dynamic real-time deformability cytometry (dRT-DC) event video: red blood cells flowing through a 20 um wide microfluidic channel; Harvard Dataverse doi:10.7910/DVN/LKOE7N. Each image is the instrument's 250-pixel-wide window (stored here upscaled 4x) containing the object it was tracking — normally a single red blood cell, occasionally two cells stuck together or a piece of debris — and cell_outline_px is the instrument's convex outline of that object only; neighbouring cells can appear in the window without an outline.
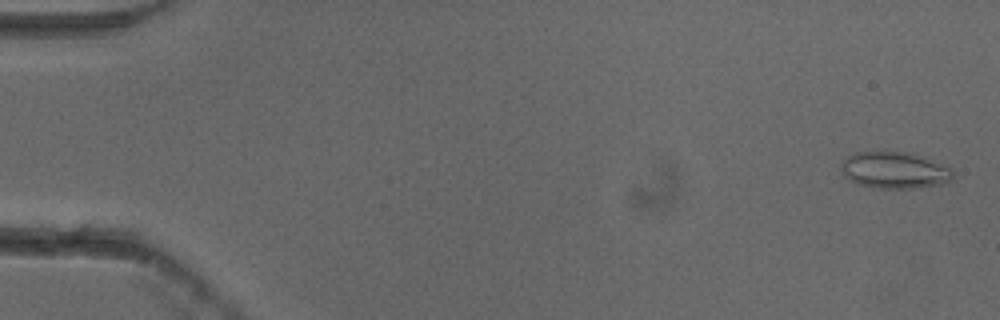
{"species": "common noctule bat (a hibernating species)", "species_latin": "Nyctalus noctula", "temperature_condition": "cold", "stored_images_in_passage": 54, "camera_frame_rate_fps": 3000, "um_per_image_px": 0.085, "animal": {"sex": "female"}, "frame": {"image": 1, "passage_image": 2, "time_ms": 0.333, "image_size_px": [1000, 320], "cell_outline_px": [[952, 180], [944, 184], [912, 188], [880, 188], [860, 184], [844, 176], [840, 168], [840, 164], [848, 156], [856, 152], [904, 152], [924, 156], [952, 168]], "centroid_in_image_um": [76.06, 14.46], "position_along_channel_um": 8.9, "area_um2": 23.76}}
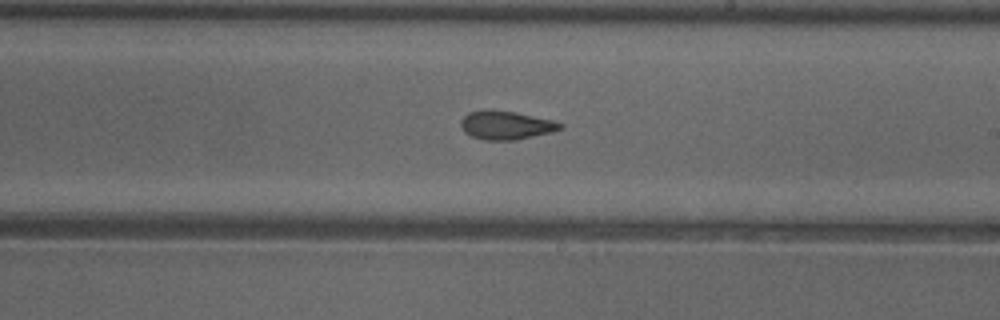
{"frame": {"image": 2, "passage_image": 32, "time_ms": 10.333, "image_size_px": [1000, 320], "cell_outline_px": [[564, 128], [552, 132], [516, 140], [484, 140], [472, 136], [464, 132], [460, 124], [460, 120], [468, 112], [516, 112], [552, 120], [564, 124]], "centroid_in_image_um": [43.05, 10.68], "position_along_channel_um": 245.9, "area_um2": 16.13}}
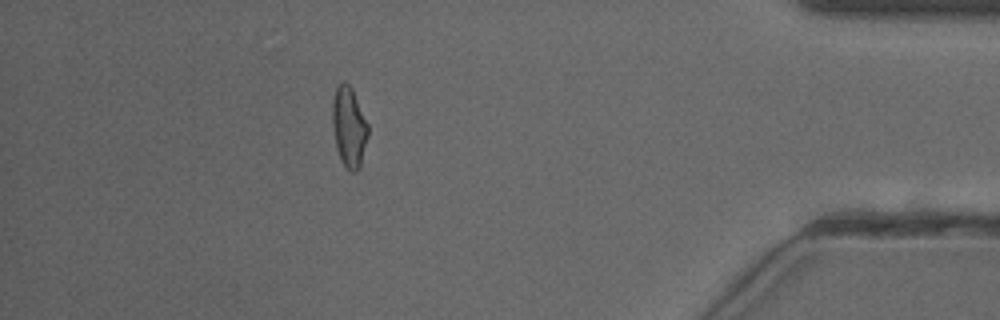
{"frame": {"image": 3, "passage_image": 48, "time_ms": 15.667, "image_size_px": [1000, 320], "cell_outline_px": [[368, 136], [360, 168], [356, 172], [352, 172], [340, 160], [336, 148], [332, 124], [332, 100], [336, 88], [344, 80], [352, 88], [368, 124]], "centroid_in_image_um": [29.66, 10.8], "position_along_channel_um": 405.5, "area_um2": 16.76}, "authors_computed_cell_mechanics": {"area_um2": 16.7909, "velocity_mm_per_s": 3.8644, "shape_relaxation_time_tau1_ms": null, "shape_relaxation_time_tau2_ms": 2.3547, "deformation_change_tau1": null, "deformation_change_tau2": 0.0992}}